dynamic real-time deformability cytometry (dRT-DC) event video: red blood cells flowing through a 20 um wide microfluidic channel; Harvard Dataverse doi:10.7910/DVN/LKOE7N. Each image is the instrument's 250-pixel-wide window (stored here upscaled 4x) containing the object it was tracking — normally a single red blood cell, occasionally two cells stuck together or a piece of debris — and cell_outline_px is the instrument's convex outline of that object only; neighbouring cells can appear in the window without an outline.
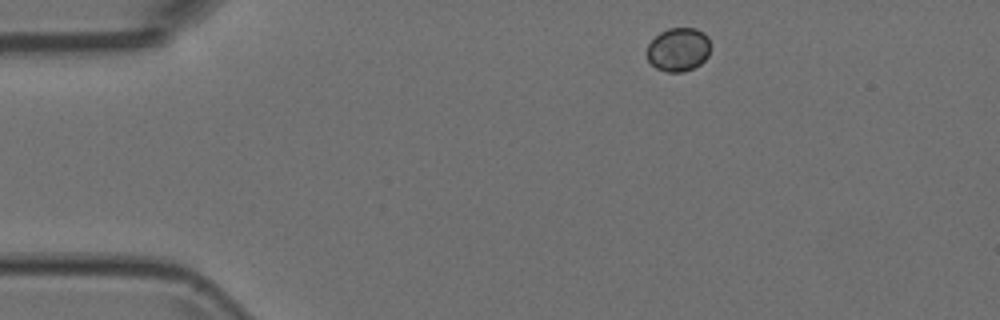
{"species": "Egyptian fruit bat (a non-hibernating species)", "species_latin": "Rousettus aegyptiacus", "temperature_condition": "room temperature", "stored_images_in_passage": 3, "camera_frame_rate_fps": 3000, "um_per_image_px": 0.085, "animal": {"sex": "female"}, "frame": {"image": 1, "passage_image": 1, "time_ms": 0.0, "image_size_px": [1000, 320], "cell_outline_px": [[708, 56], [700, 64], [684, 72], [668, 72], [656, 68], [648, 60], [648, 44], [660, 32], [668, 28], [696, 28], [704, 32], [708, 36]], "centroid_in_image_um": [57.66, 4.2], "position_along_channel_um": 27.3, "area_um2": 16.01}}